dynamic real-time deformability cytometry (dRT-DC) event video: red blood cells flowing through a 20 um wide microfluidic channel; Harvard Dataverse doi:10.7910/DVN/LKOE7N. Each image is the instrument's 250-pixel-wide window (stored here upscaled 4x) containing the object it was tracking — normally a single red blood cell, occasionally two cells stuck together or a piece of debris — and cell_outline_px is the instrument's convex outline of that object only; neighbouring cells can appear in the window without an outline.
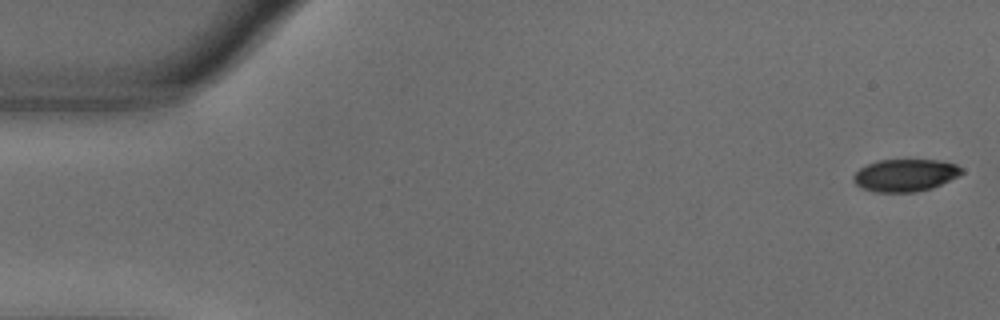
{"species": "common noctule bat (a hibernating species)", "species_latin": "Nyctalus noctula", "temperature_condition": "warm", "stored_images_in_passage": 55, "camera_frame_rate_fps": 3000, "um_per_image_px": 0.085, "animal": {"sex": "male", "body_mass_g": 18.8}, "frame": {"image": 1, "passage_image": 1, "time_ms": 0.0, "image_size_px": [1000, 320], "cell_outline_px": [[964, 172], [932, 188], [912, 192], [876, 192], [860, 188], [852, 180], [852, 176], [860, 168], [868, 164], [880, 160], [940, 160], [956, 164], [964, 168]], "centroid_in_image_um": [76.92, 14.89], "position_along_channel_um": 8.1, "area_um2": 20.35}}
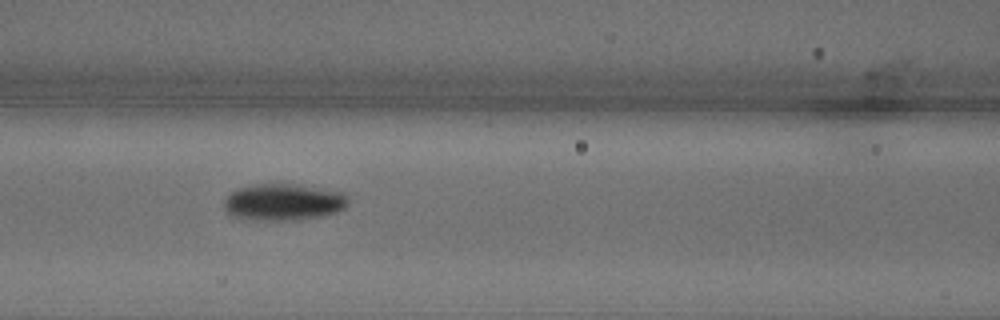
{"frame": {"image": 2, "passage_image": 23, "time_ms": 7.333, "image_size_px": [1000, 320], "cell_outline_px": [[348, 204], [344, 208], [336, 212], [320, 216], [296, 220], [256, 220], [232, 216], [224, 208], [224, 200], [228, 192], [236, 188], [256, 184], [292, 184], [344, 192], [348, 200]], "centroid_in_image_um": [24.05, 17.17], "position_along_channel_um": 142.5, "area_um2": 26.59}}
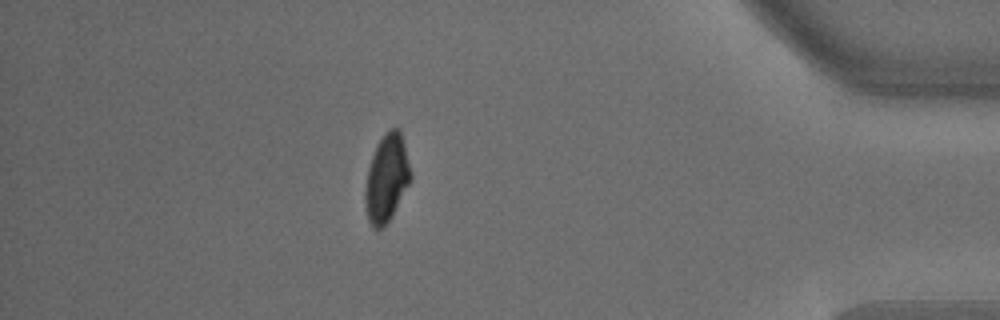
{"frame": {"image": 3, "passage_image": 48, "time_ms": 15.667, "image_size_px": [1000, 320], "cell_outline_px": [[412, 180], [392, 216], [384, 228], [372, 228], [368, 220], [364, 204], [364, 192], [368, 168], [376, 144], [384, 132], [388, 128], [400, 128], [412, 172]], "centroid_in_image_um": [32.87, 15.14], "position_along_channel_um": 402.3, "area_um2": 23.76}, "authors_computed_cell_mechanics": {"area_um2": 23.2934, "velocity_mm_per_s": 3.6395, "shape_relaxation_time_tau1_ms": 2.5058, "shape_relaxation_time_tau2_ms": null, "deformation_change_tau1": 0.1503, "deformation_change_tau2": null}}